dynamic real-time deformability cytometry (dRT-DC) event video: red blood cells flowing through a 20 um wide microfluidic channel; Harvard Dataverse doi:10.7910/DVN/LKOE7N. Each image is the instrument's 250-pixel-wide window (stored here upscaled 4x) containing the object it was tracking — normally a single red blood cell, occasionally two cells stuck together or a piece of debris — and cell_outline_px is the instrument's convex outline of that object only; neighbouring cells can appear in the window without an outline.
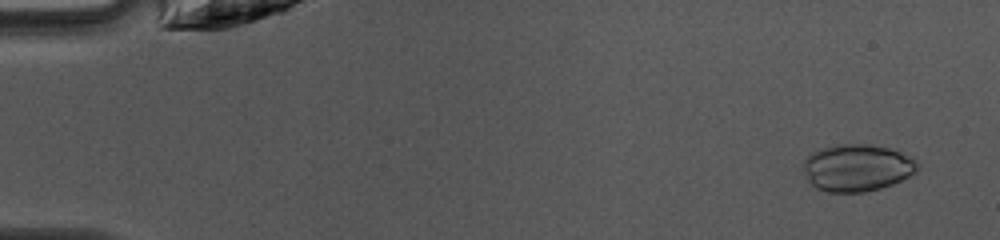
{"species": "common noctule bat (a hibernating species)", "species_latin": "Nyctalus noctula", "temperature_condition": "warm", "stored_images_in_passage": 47, "camera_frame_rate_fps": 3000, "um_per_image_px": 0.085, "animal": {"sex": "female", "body_mass_g": 10.0, "forearm_length_mm": 53.1}, "frame": {"image": 1, "passage_image": 3, "time_ms": 0.667, "image_size_px": [1000, 240], "cell_outline_px": [[916, 168], [908, 176], [892, 184], [880, 188], [864, 192], [828, 192], [816, 188], [808, 180], [804, 172], [804, 160], [812, 152], [820, 148], [836, 144], [872, 144], [888, 148], [900, 152], [916, 160]], "centroid_in_image_um": [72.8, 14.25], "position_along_channel_um": 12.2, "area_um2": 31.04}}
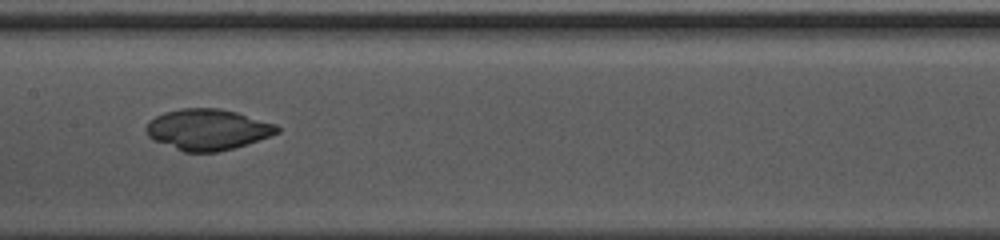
{"frame": {"image": 2, "passage_image": 24, "time_ms": 7.667, "image_size_px": [1000, 240], "cell_outline_px": [[280, 132], [248, 144], [216, 152], [184, 152], [156, 140], [148, 136], [144, 128], [148, 120], [164, 112], [180, 108], [220, 108], [236, 112], [276, 124], [280, 128]], "centroid_in_image_um": [17.64, 11.0], "position_along_channel_um": 189.8, "area_um2": 31.21}}
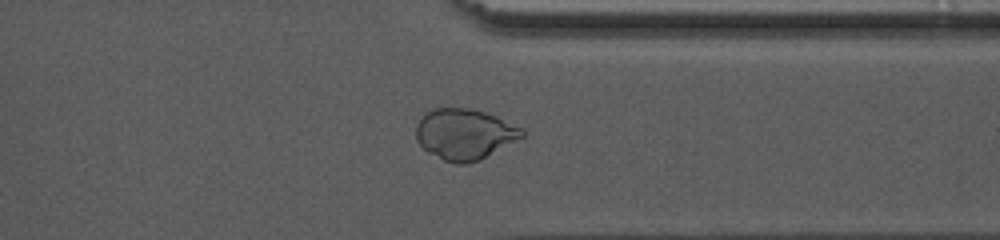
{"frame": {"image": 3, "passage_image": 37, "time_ms": 12.0, "image_size_px": [1000, 240], "cell_outline_px": [[524, 136], [480, 160], [464, 164], [456, 164], [444, 160], [428, 152], [416, 140], [416, 124], [424, 112], [432, 108], [468, 108], [484, 112], [496, 116], [524, 128]], "centroid_in_image_um": [39.47, 11.39], "position_along_channel_um": 371.9, "area_um2": 31.44}}